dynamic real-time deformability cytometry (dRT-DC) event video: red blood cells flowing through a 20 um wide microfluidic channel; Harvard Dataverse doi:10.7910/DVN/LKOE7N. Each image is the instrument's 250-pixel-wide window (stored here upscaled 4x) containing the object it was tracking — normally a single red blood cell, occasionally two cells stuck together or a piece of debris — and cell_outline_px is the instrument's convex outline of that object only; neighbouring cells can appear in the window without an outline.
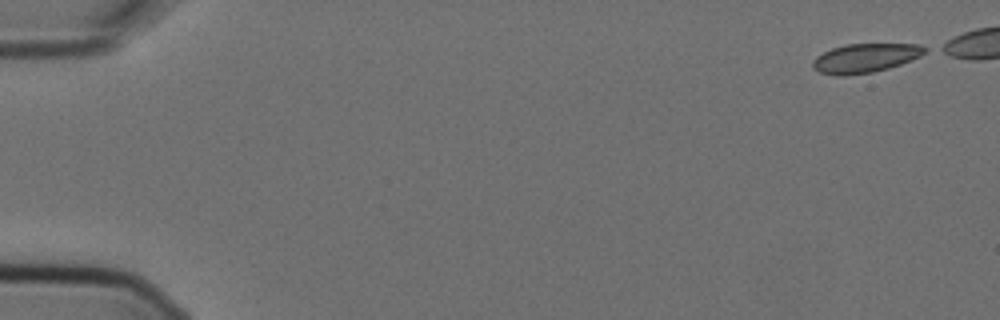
{"species": "Egyptian fruit bat (a non-hibernating species)", "species_latin": "Rousettus aegyptiacus", "temperature_condition": "cold", "stored_images_in_passage": 4, "camera_frame_rate_fps": 3000, "um_per_image_px": 0.085, "animal": {"sex": "female"}, "frame": {"image": 1, "passage_image": 1, "time_ms": 0.0, "image_size_px": [1000, 320], "cell_outline_px": [[928, 52], [920, 56], [900, 64], [888, 68], [872, 72], [844, 76], [836, 76], [820, 72], [812, 68], [812, 60], [816, 56], [832, 48], [844, 44], [916, 44], [928, 48]], "centroid_in_image_um": [73.52, 4.93], "position_along_channel_um": 11.5, "area_um2": 19.02}}